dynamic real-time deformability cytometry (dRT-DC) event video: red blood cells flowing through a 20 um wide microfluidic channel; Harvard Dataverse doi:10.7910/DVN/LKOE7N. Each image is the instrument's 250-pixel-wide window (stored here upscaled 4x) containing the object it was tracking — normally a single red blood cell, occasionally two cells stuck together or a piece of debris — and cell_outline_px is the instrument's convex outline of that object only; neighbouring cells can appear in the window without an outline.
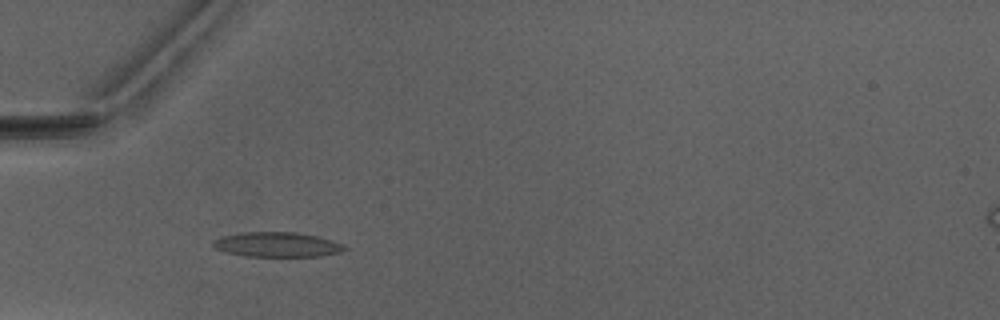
{"species": "Egyptian fruit bat (a non-hibernating species)", "species_latin": "Rousettus aegyptiacus", "temperature_condition": "warm", "stored_images_in_passage": 7, "camera_frame_rate_fps": 3000, "um_per_image_px": 0.085, "animal": {"sex": "male"}, "frame": {"image": 1, "passage_image": 5, "time_ms": 4.667, "image_size_px": [1000, 320], "cell_outline_px": [[348, 248], [340, 252], [320, 256], [244, 256], [224, 252], [216, 248], [212, 244], [212, 240], [220, 236], [244, 232], [296, 232], [320, 236], [332, 240]], "centroid_in_image_um": [23.52, 20.78], "position_along_channel_um": 61.5, "area_um2": 19.07}}
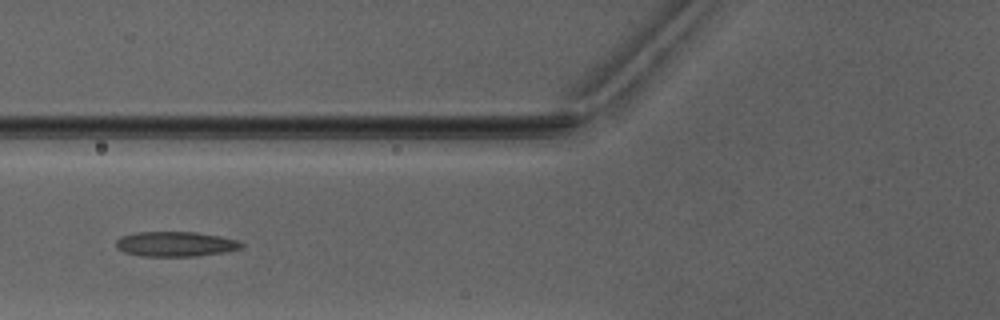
{"frame": {"image": 2, "passage_image": 6, "time_ms": 6.0, "image_size_px": [1000, 320], "cell_outline_px": [[244, 244], [240, 248], [224, 252], [196, 256], [140, 256], [124, 252], [116, 248], [116, 240], [120, 236], [136, 232], [196, 232], [220, 236], [236, 240]], "centroid_in_image_um": [14.87, 20.74], "position_along_channel_um": 110.9, "area_um2": 18.21}}
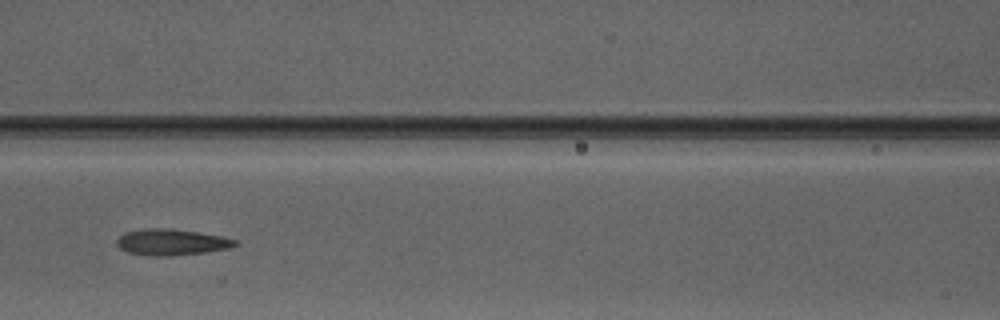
{"frame": {"image": 3, "passage_image": 7, "time_ms": 7.0, "image_size_px": [1000, 320], "cell_outline_px": [[240, 244], [228, 248], [204, 252], [172, 256], [152, 256], [128, 252], [120, 248], [116, 244], [116, 240], [124, 232], [144, 228], [164, 228], [196, 232], [224, 236], [236, 240]], "centroid_in_image_um": [14.57, 20.58], "position_along_channel_um": 152.0, "area_um2": 18.03}}